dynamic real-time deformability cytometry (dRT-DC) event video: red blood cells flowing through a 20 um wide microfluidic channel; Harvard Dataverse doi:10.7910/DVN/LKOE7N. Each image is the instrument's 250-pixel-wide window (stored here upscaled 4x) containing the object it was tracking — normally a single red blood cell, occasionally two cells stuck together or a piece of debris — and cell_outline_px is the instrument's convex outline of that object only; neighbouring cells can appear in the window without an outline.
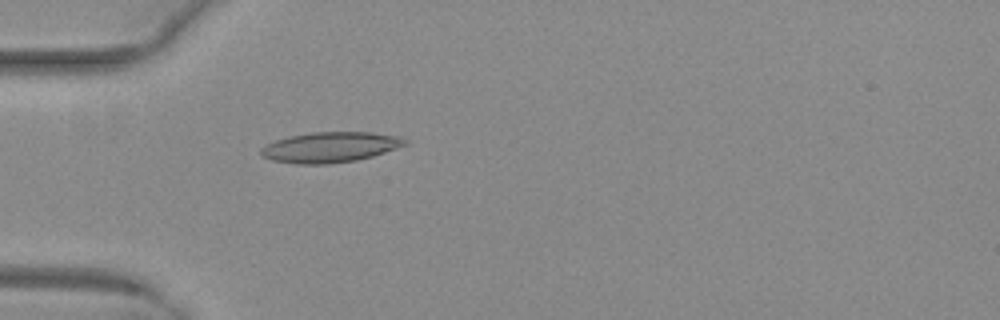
{"species": "common noctule bat (a hibernating species)", "species_latin": "Nyctalus noctula", "temperature_condition": "warm", "stored_images_in_passage": 38, "camera_frame_rate_fps": 3000, "um_per_image_px": 0.085, "animal": {"sex": "female", "body_mass_g": 29.2, "forearm_length_mm": 56.3}, "frame": {"image": 1, "passage_image": 3, "time_ms": 0.667, "image_size_px": [1000, 320], "cell_outline_px": [[408, 144], [372, 156], [356, 160], [328, 164], [296, 164], [272, 160], [264, 156], [260, 152], [260, 148], [276, 140], [288, 136], [312, 132], [372, 132], [400, 136], [408, 140]], "centroid_in_image_um": [28.09, 12.5], "position_along_channel_um": 56.9, "area_um2": 25.49}}
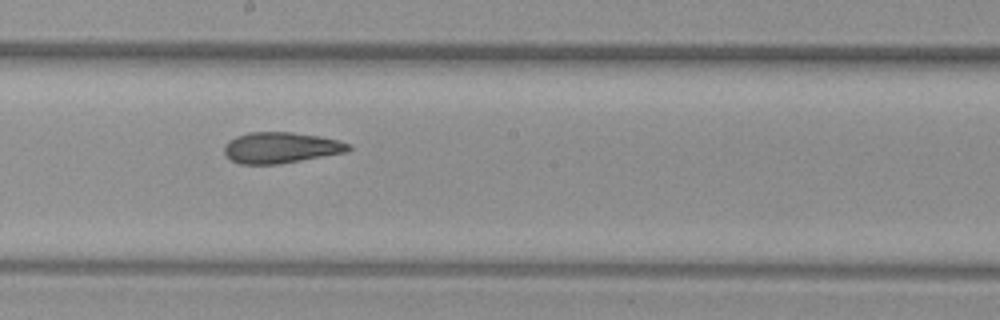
{"frame": {"image": 2, "passage_image": 16, "time_ms": 5.0, "image_size_px": [1000, 320], "cell_outline_px": [[352, 148], [344, 152], [280, 164], [240, 164], [224, 156], [224, 144], [228, 140], [236, 136], [248, 132], [292, 132], [320, 136], [352, 144]], "centroid_in_image_um": [23.82, 12.55], "position_along_channel_um": 224.4, "area_um2": 22.48}}
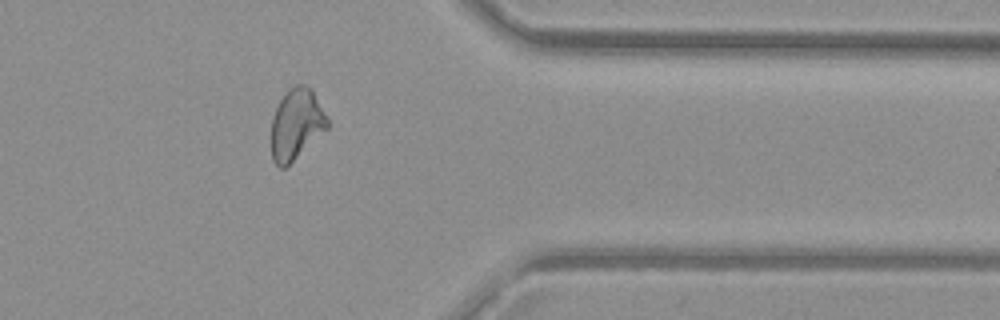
{"frame": {"image": 3, "passage_image": 29, "time_ms": 9.333, "image_size_px": [1000, 320], "cell_outline_px": [[328, 128], [284, 168], [280, 168], [272, 160], [272, 116], [280, 100], [288, 88], [296, 84], [308, 84], [312, 88], [328, 120]], "centroid_in_image_um": [25.18, 10.51], "position_along_channel_um": 386.2, "area_um2": 22.95}, "authors_computed_cell_mechanics": {"area_um2": 23.4379, "velocity_mm_per_s": 4.0417, "shape_relaxation_time_tau1_ms": null, "shape_relaxation_time_tau2_ms": 3.1116, "deformation_change_tau1": null, "deformation_change_tau2": 0.0972}}